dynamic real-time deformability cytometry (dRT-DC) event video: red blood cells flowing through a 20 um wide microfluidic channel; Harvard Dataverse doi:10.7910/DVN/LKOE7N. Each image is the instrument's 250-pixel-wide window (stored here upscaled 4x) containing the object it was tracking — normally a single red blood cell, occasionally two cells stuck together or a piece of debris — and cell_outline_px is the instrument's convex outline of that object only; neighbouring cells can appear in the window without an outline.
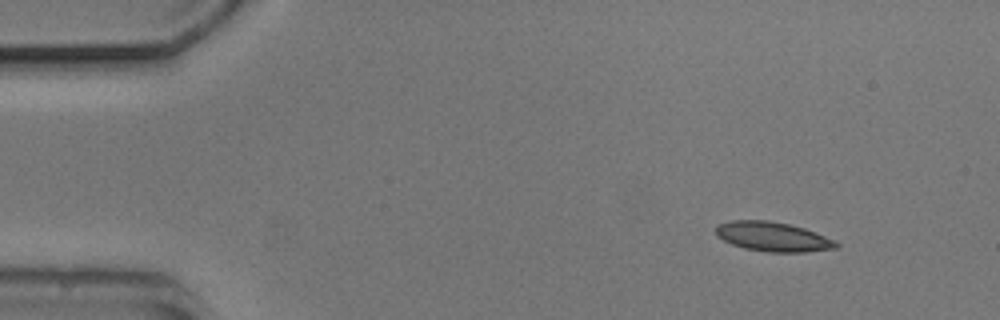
{"species": "common noctule bat (a hibernating species)", "species_latin": "Nyctalus noctula", "temperature_condition": "cold", "stored_images_in_passage": 6, "camera_frame_rate_fps": 3000, "um_per_image_px": 0.085, "animal": {"sex": "male", "body_mass_g": 20.5, "forearm_length_mm": 52.5}, "frame": {"image": 1, "passage_image": 1, "time_ms": 0.0, "image_size_px": [1000, 320], "cell_outline_px": [[840, 244], [836, 248], [804, 252], [768, 252], [744, 248], [732, 244], [716, 236], [716, 224], [732, 220], [768, 220], [788, 224], [804, 228], [836, 240]], "centroid_in_image_um": [65.68, 20.11], "position_along_channel_um": 19.3, "area_um2": 20.69}}